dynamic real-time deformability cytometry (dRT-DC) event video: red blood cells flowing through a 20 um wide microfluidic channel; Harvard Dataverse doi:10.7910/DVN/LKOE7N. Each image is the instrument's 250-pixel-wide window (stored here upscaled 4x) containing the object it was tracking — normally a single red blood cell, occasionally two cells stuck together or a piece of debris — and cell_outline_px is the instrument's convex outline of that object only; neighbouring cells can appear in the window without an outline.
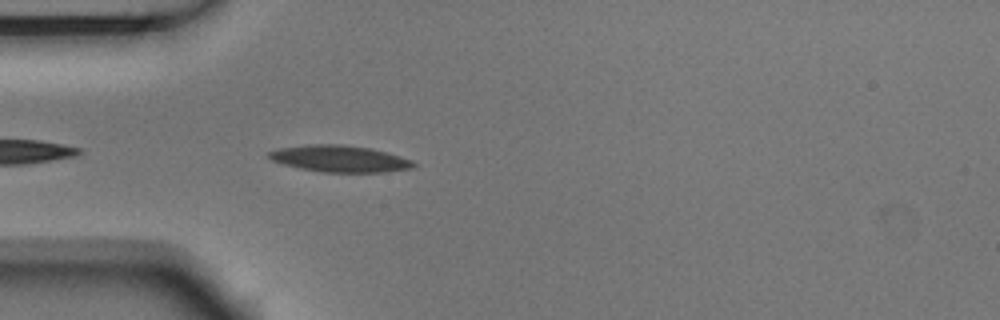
{"species": "Egyptian fruit bat (a non-hibernating species)", "species_latin": "Rousettus aegyptiacus", "temperature_condition": "room temperature", "stored_images_in_passage": 4, "camera_frame_rate_fps": 3000, "um_per_image_px": 0.085, "animal": {"sex": "male"}, "frame": {"image": 1, "passage_image": 4, "time_ms": 1.0, "image_size_px": [1000, 320], "cell_outline_px": [[416, 164], [412, 168], [388, 172], [320, 172], [300, 168], [284, 164], [272, 160], [268, 156], [268, 152], [276, 148], [308, 144], [344, 144], [372, 148], [400, 156], [412, 160]], "centroid_in_image_um": [28.87, 13.48], "position_along_channel_um": 56.1, "area_um2": 22.6}}